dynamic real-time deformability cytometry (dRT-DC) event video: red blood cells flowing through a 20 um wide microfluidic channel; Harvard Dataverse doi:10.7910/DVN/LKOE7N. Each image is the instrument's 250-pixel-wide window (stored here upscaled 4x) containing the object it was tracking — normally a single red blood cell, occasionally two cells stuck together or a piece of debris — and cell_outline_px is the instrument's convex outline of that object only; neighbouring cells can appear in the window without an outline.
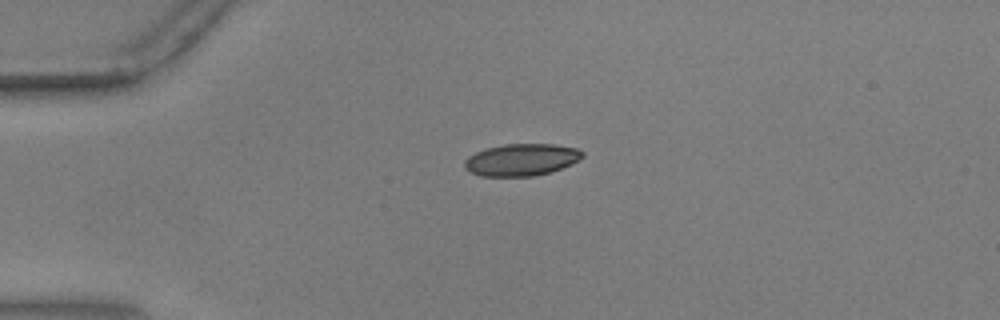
{"species": "common noctule bat (a hibernating species)", "species_latin": "Nyctalus noctula", "temperature_condition": "warm", "stored_images_in_passage": 50, "camera_frame_rate_fps": 3000, "um_per_image_px": 0.085, "animal": {"sex": "male", "body_mass_g": 17.9, "forearm_length_mm": 54.2}, "frame": {"image": 1, "passage_image": 8, "time_ms": 2.333, "image_size_px": [1000, 320], "cell_outline_px": [[584, 156], [580, 160], [572, 164], [552, 172], [532, 176], [480, 176], [464, 168], [464, 160], [468, 156], [476, 152], [488, 148], [504, 144], [556, 144], [576, 148], [584, 152]], "centroid_in_image_um": [44.35, 13.58], "position_along_channel_um": 40.6, "area_um2": 22.14}}
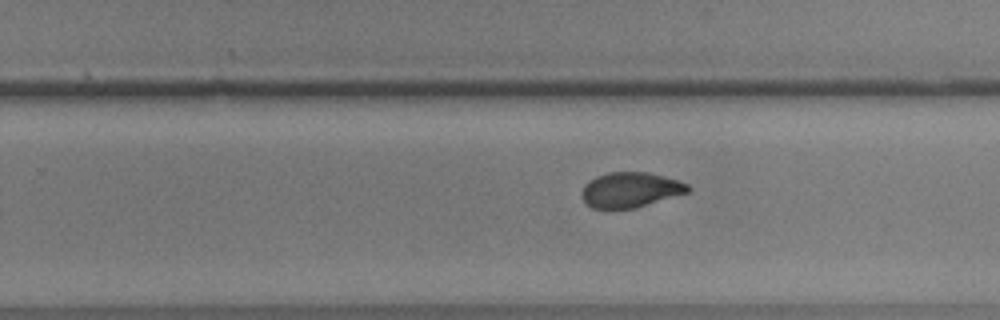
{"frame": {"image": 2, "passage_image": 30, "time_ms": 9.667, "image_size_px": [1000, 320], "cell_outline_px": [[692, 188], [688, 192], [636, 208], [592, 208], [584, 204], [580, 196], [580, 192], [584, 184], [588, 180], [596, 176], [608, 172], [648, 172], [680, 180], [688, 184]], "centroid_in_image_um": [53.55, 16.13], "position_along_channel_um": 276.3, "area_um2": 22.08}}
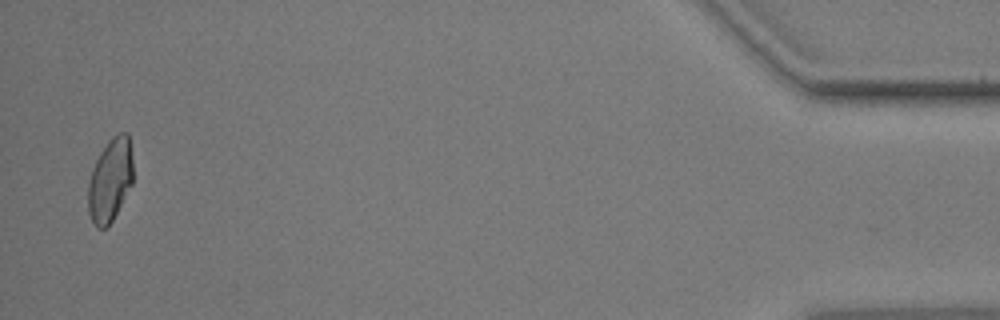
{"frame": {"image": 3, "passage_image": 49, "time_ms": 16.0, "image_size_px": [1000, 320], "cell_outline_px": [[132, 184], [112, 220], [104, 228], [96, 228], [88, 212], [88, 180], [92, 168], [100, 152], [108, 140], [112, 136], [120, 132], [128, 132], [132, 160]], "centroid_in_image_um": [9.35, 15.28], "position_along_channel_um": 425.9, "area_um2": 21.73}, "authors_computed_cell_mechanics": {"area_um2": 22.1085, "velocity_mm_per_s": 3.6345, "shape_relaxation_time_tau1_ms": 5.777, "shape_relaxation_time_tau2_ms": 1.2213, "deformation_change_tau1": 0.1881, "deformation_change_tau2": 0.0554}}